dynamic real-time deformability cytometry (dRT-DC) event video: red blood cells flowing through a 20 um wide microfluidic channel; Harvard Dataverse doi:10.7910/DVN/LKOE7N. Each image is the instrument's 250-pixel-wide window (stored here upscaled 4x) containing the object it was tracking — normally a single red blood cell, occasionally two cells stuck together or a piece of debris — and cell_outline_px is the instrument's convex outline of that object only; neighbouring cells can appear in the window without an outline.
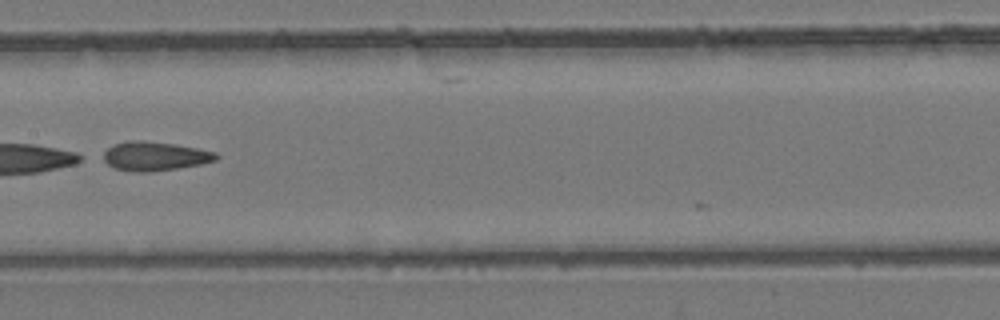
{"species": "common noctule bat (a hibernating species)", "species_latin": "Nyctalus noctula", "temperature_condition": "room temperature", "stored_images_in_passage": 8, "camera_frame_rate_fps": 3000, "um_per_image_px": 0.085, "animal": {"sex": "female", "body_mass_g": 24.6, "forearm_length_mm": 56.2}, "frame": {"image": 1, "passage_image": 7, "time_ms": 8.0, "image_size_px": [1000, 320], "cell_outline_px": [[220, 156], [216, 160], [200, 164], [176, 168], [148, 172], [136, 172], [112, 168], [104, 160], [104, 152], [112, 144], [128, 140], [144, 140], [176, 144], [216, 152]], "centroid_in_image_um": [13.14, 13.26], "position_along_channel_um": 194.3, "area_um2": 19.13}}